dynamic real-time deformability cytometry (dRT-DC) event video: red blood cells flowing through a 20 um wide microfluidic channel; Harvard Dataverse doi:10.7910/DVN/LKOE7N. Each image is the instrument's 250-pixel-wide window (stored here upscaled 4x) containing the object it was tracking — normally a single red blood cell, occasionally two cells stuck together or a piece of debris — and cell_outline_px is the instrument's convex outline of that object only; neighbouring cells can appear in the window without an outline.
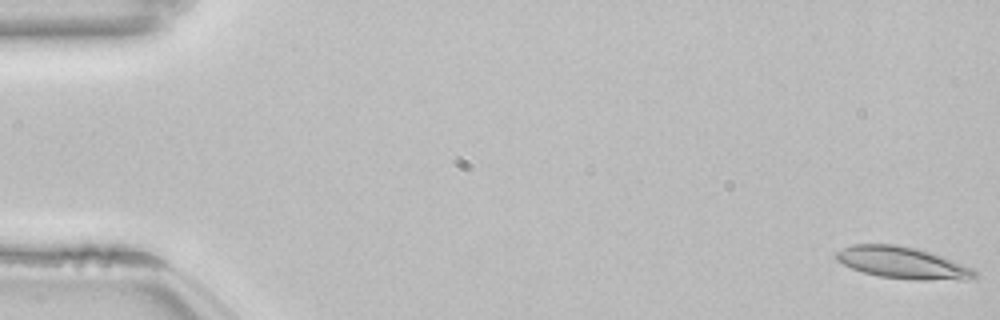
{"species": "common noctule bat (a hibernating species)", "species_latin": "Nyctalus noctula", "temperature_condition": "room temperature", "stored_images_in_passage": 55, "camera_frame_rate_fps": 3000, "um_per_image_px": 0.085, "animal": {"sex": "female", "body_mass_g": 22.7, "forearm_length_mm": 54.2}, "frame": {"image": 1, "passage_image": 1, "time_ms": 0.0, "image_size_px": [1000, 320], "cell_outline_px": [[976, 276], [964, 280], [912, 280], [880, 276], [864, 272], [852, 268], [836, 260], [832, 256], [836, 252], [852, 244], [896, 244], [916, 248], [932, 252], [972, 268], [976, 272]], "centroid_in_image_um": [76.7, 22.33], "position_along_channel_um": 8.3, "area_um2": 25.66}}
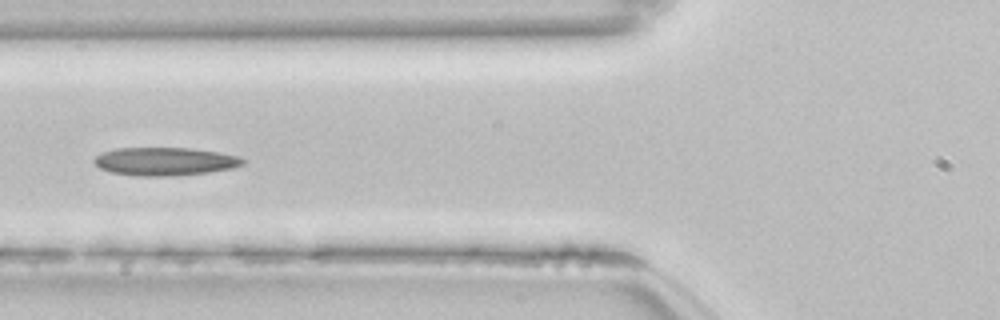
{"frame": {"image": 2, "passage_image": 21, "time_ms": 6.667, "image_size_px": [1000, 320], "cell_outline_px": [[244, 164], [232, 168], [208, 172], [172, 176], [140, 176], [112, 172], [100, 168], [92, 160], [96, 156], [104, 152], [116, 148], [188, 148], [216, 152], [240, 156], [244, 160]], "centroid_in_image_um": [14.02, 13.72], "position_along_channel_um": 111.8, "area_um2": 24.16}}
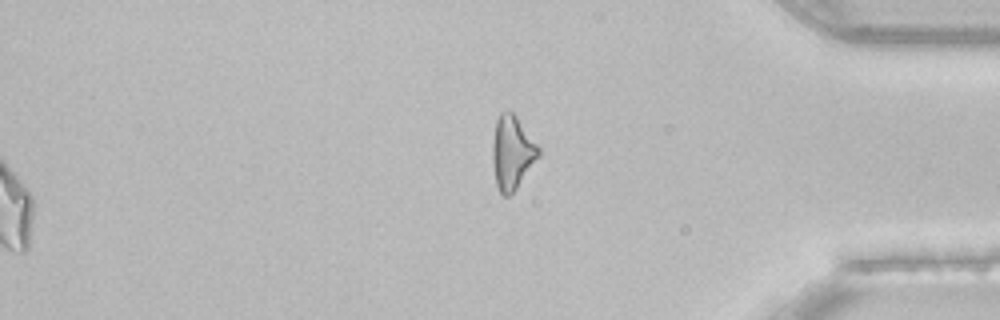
{"frame": {"image": 3, "passage_image": 55, "time_ms": 18.0, "image_size_px": [1000, 320], "cell_outline_px": [[540, 156], [516, 188], [508, 196], [504, 196], [500, 192], [496, 184], [492, 160], [492, 144], [496, 120], [500, 112], [512, 112], [516, 116], [540, 148]], "centroid_in_image_um": [43.52, 12.96], "position_along_channel_um": 391.7, "area_um2": 19.54}, "authors_computed_cell_mechanics": {"area_um2": 23.987, "velocity_mm_per_s": 3.816, "shape_relaxation_time_tau1_ms": 10.7237, "shape_relaxation_time_tau2_ms": 7.2343, "deformation_change_tau1": 0.247, "deformation_change_tau2": 0.1705}}